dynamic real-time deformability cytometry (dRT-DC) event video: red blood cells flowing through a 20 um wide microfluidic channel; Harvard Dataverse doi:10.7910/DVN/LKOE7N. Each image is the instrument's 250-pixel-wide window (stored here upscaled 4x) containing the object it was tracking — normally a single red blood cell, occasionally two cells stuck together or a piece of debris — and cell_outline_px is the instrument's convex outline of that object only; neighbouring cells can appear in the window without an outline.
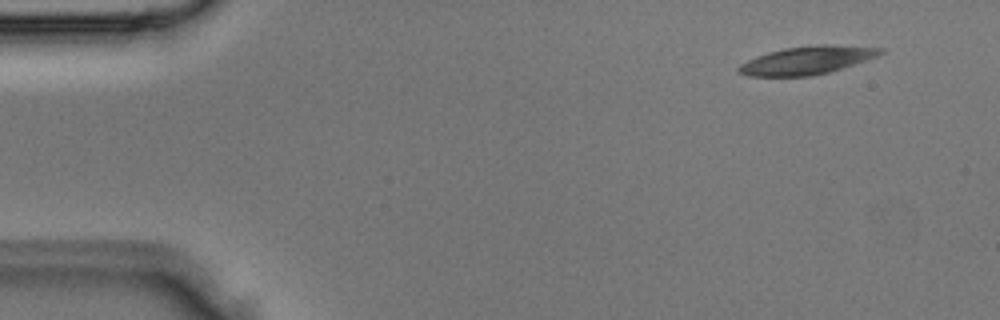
{"species": "Egyptian fruit bat (a non-hibernating species)", "species_latin": "Rousettus aegyptiacus", "temperature_condition": "room temperature", "stored_images_in_passage": 3, "camera_frame_rate_fps": 3000, "um_per_image_px": 0.085, "animal": {"sex": "male"}, "frame": {"image": 1, "passage_image": 1, "time_ms": 0.0, "image_size_px": [1000, 320], "cell_outline_px": [[884, 52], [876, 56], [828, 72], [812, 76], [748, 76], [736, 72], [736, 68], [740, 64], [756, 56], [768, 52], [784, 48], [816, 44], [832, 44], [884, 48]], "centroid_in_image_um": [68.54, 5.11], "position_along_channel_um": 16.5, "area_um2": 23.12}}
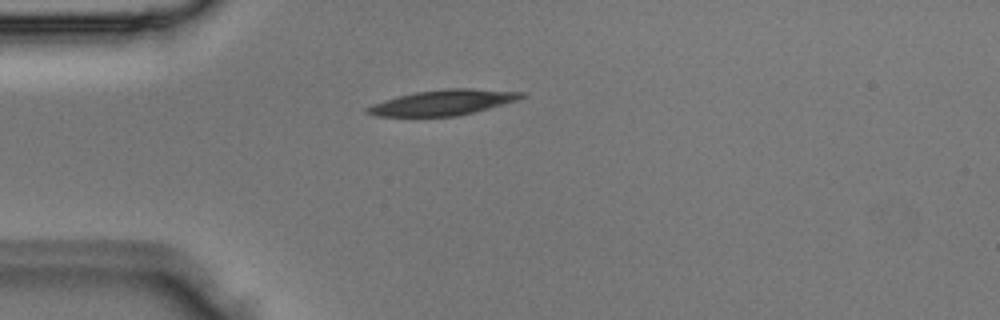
{"frame": {"image": 2, "passage_image": 3, "time_ms": 0.667, "image_size_px": [1000, 320], "cell_outline_px": [[528, 96], [520, 100], [456, 116], [376, 116], [364, 112], [364, 108], [372, 104], [384, 100], [416, 92], [444, 88], [472, 88], [524, 92]], "centroid_in_image_um": [37.69, 8.7], "position_along_channel_um": 47.3, "area_um2": 22.83}}